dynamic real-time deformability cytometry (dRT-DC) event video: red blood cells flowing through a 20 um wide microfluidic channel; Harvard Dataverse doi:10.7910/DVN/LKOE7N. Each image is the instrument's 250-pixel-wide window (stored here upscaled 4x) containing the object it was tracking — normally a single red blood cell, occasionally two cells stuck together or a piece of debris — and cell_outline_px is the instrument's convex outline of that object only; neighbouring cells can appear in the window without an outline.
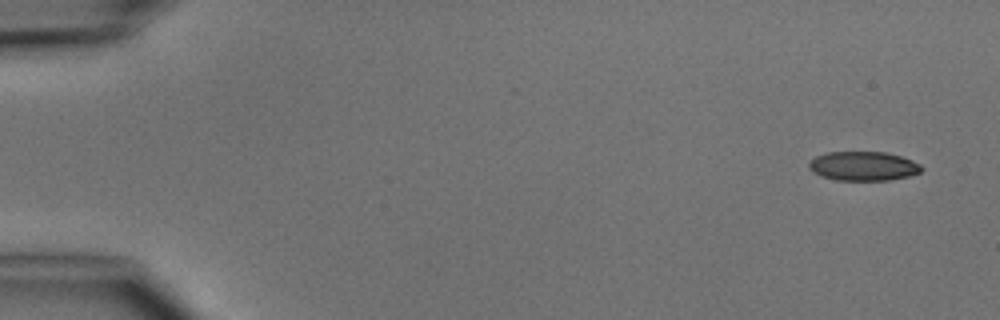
{"species": "common noctule bat (a hibernating species)", "species_latin": "Nyctalus noctula", "temperature_condition": "cold", "stored_images_in_passage": 7, "camera_frame_rate_fps": 3000, "um_per_image_px": 0.085, "animal": {"sex": "male", "body_mass_g": 15.6}, "frame": {"image": 1, "passage_image": 1, "time_ms": 0.0, "image_size_px": [1000, 320], "cell_outline_px": [[924, 168], [920, 172], [908, 176], [888, 180], [836, 180], [820, 176], [808, 168], [808, 164], [816, 156], [828, 152], [884, 152], [900, 156], [912, 160], [920, 164]], "centroid_in_image_um": [73.38, 14.12], "position_along_channel_um": 11.6, "area_um2": 19.07}}
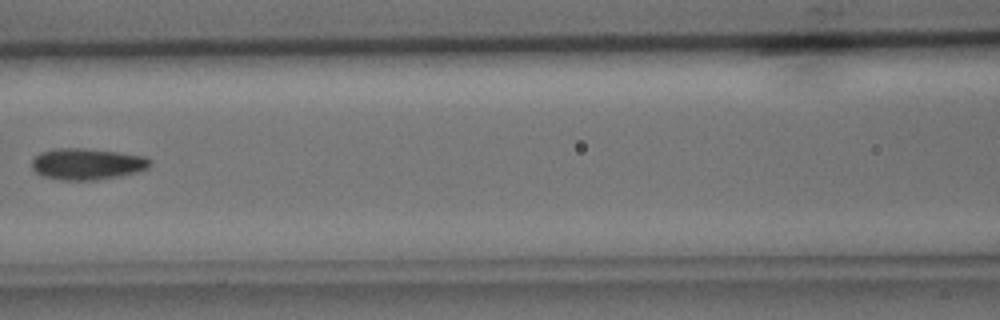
{"frame": {"image": 2, "passage_image": 6, "time_ms": 6.667, "image_size_px": [1000, 320], "cell_outline_px": [[152, 164], [148, 168], [136, 172], [120, 176], [96, 180], [60, 180], [40, 176], [32, 168], [32, 160], [40, 152], [56, 148], [84, 148], [116, 152], [144, 156], [152, 160]], "centroid_in_image_um": [7.39, 13.94], "position_along_channel_um": 159.2, "area_um2": 21.73}}
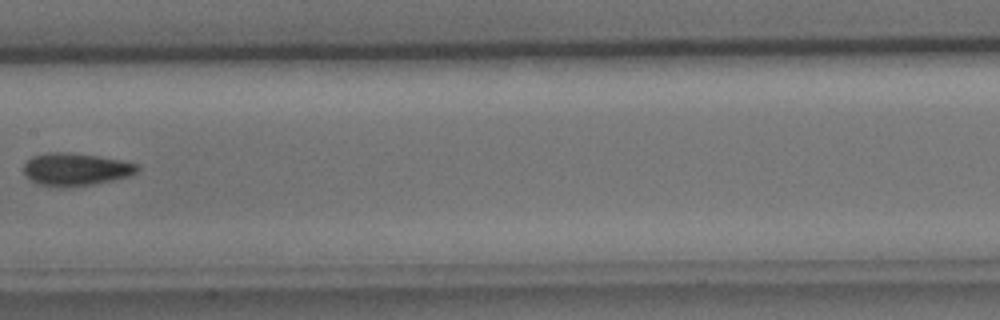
{"frame": {"image": 3, "passage_image": 7, "time_ms": 7.667, "image_size_px": [1000, 320], "cell_outline_px": [[140, 168], [136, 172], [128, 176], [96, 184], [36, 184], [24, 176], [24, 164], [32, 156], [48, 152], [72, 152], [120, 160], [140, 164]], "centroid_in_image_um": [6.44, 14.35], "position_along_channel_um": 201.0, "area_um2": 21.04}}